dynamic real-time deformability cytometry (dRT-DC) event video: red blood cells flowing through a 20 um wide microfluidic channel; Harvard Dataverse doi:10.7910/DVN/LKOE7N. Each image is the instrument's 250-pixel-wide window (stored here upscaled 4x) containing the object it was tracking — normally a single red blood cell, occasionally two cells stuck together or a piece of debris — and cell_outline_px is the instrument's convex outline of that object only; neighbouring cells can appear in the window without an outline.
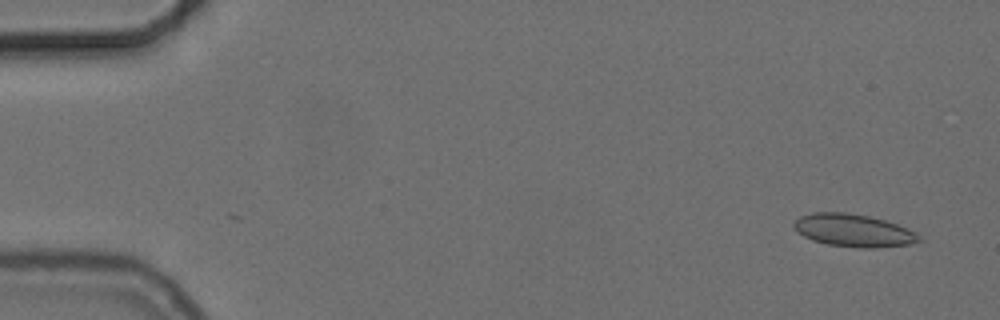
{"species": "common noctule bat (a hibernating species)", "species_latin": "Nyctalus noctula", "temperature_condition": "cold", "stored_images_in_passage": 14, "camera_frame_rate_fps": 3000, "um_per_image_px": 0.085, "animal": {"sex": "female", "body_mass_g": 24.6, "forearm_length_mm": 56.2}, "frame": {"image": 1, "passage_image": 3, "time_ms": 0.667, "image_size_px": [1000, 320], "cell_outline_px": [[920, 240], [908, 244], [872, 248], [860, 248], [828, 244], [812, 240], [796, 232], [792, 224], [800, 216], [812, 212], [844, 212], [868, 216], [884, 220], [896, 224], [920, 236]], "centroid_in_image_um": [72.46, 19.58], "position_along_channel_um": 12.5, "area_um2": 23.47}}